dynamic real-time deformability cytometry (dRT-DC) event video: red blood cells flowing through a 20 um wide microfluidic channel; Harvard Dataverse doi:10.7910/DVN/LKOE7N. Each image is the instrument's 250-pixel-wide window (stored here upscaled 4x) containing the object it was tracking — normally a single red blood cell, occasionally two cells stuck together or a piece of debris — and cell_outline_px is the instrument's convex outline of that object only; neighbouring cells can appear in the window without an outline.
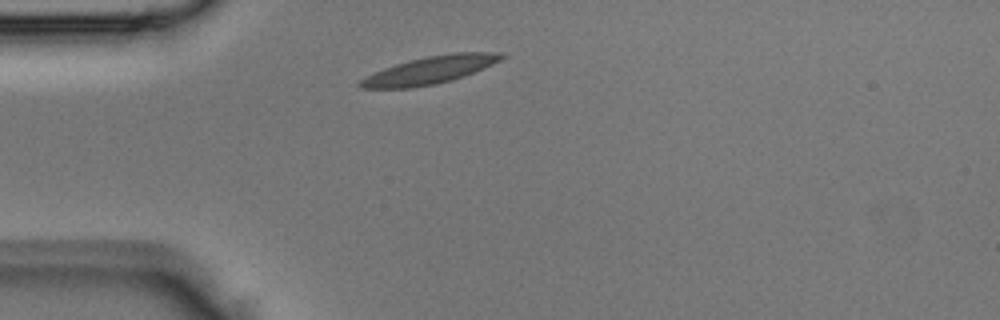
{"species": "Egyptian fruit bat (a non-hibernating species)", "species_latin": "Rousettus aegyptiacus", "temperature_condition": "room temperature", "stored_images_in_passage": 1, "camera_frame_rate_fps": 3000, "um_per_image_px": 0.085, "animal": {"sex": "male"}, "frame": {"image": 1, "passage_image": 1, "time_ms": 0.0, "image_size_px": [1000, 320], "cell_outline_px": [[508, 56], [492, 64], [464, 76], [452, 80], [436, 84], [412, 88], [360, 88], [356, 84], [360, 80], [384, 68], [396, 64], [428, 56], [452, 52], [500, 52]], "centroid_in_image_um": [36.57, 5.96], "position_along_channel_um": 48.4, "area_um2": 22.48}}